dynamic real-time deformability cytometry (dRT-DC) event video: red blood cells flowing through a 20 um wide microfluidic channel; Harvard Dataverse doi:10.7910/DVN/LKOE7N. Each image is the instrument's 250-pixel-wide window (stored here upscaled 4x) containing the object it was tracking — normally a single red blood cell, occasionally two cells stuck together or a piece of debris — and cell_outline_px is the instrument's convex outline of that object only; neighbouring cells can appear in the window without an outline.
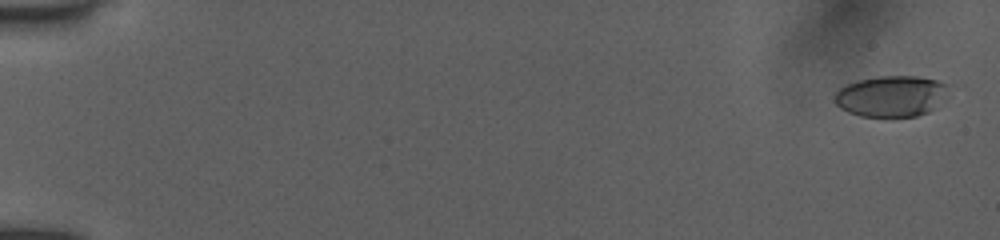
{"species": "human", "species_latin": "Homo sapiens", "temperature_condition": "room temperature", "stored_images_in_passage": 25, "camera_frame_rate_fps": 3000, "um_per_image_px": 0.085, "donor": {"sex": "female"}, "frame": {"image": 1, "passage_image": 2, "time_ms": 0.333, "image_size_px": [1000, 240], "cell_outline_px": [[948, 96], [936, 108], [928, 112], [916, 116], [860, 116], [848, 112], [840, 108], [832, 100], [832, 92], [836, 88], [844, 84], [860, 80], [880, 76], [916, 76], [936, 80], [948, 84]], "centroid_in_image_um": [75.72, 8.17], "position_along_channel_um": 9.3, "area_um2": 27.8}}
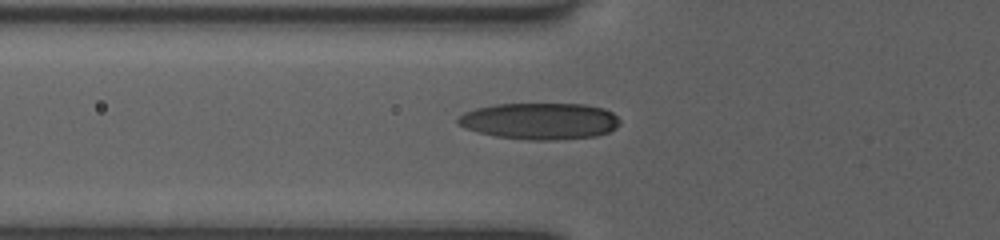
{"frame": {"image": 2, "passage_image": 22, "time_ms": 6.667, "image_size_px": [1000, 240], "cell_outline_px": [[620, 124], [616, 128], [608, 132], [596, 136], [548, 140], [528, 140], [496, 136], [464, 128], [456, 120], [464, 112], [476, 108], [496, 104], [584, 104], [604, 108], [612, 112], [620, 120]], "centroid_in_image_um": [45.91, 10.28], "position_along_channel_um": 79.9, "area_um2": 34.39}}
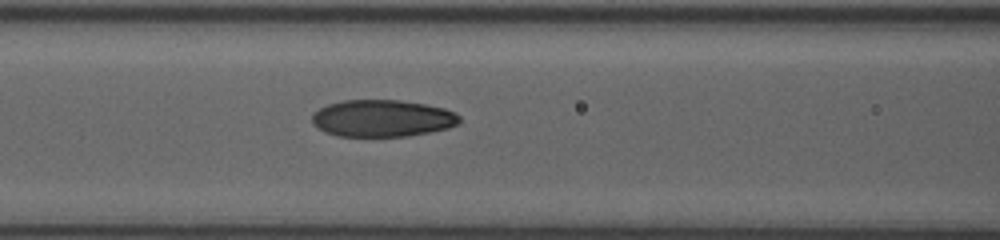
{"frame": {"image": 3, "passage_image": 25, "time_ms": 8.0, "image_size_px": [1000, 240], "cell_outline_px": [[460, 120], [456, 124], [448, 128], [408, 136], [336, 136], [324, 132], [312, 124], [312, 116], [320, 108], [328, 104], [344, 100], [400, 100], [424, 104], [444, 108], [456, 112], [460, 116]], "centroid_in_image_um": [32.49, 10.06], "position_along_channel_um": 134.1, "area_um2": 31.73}}